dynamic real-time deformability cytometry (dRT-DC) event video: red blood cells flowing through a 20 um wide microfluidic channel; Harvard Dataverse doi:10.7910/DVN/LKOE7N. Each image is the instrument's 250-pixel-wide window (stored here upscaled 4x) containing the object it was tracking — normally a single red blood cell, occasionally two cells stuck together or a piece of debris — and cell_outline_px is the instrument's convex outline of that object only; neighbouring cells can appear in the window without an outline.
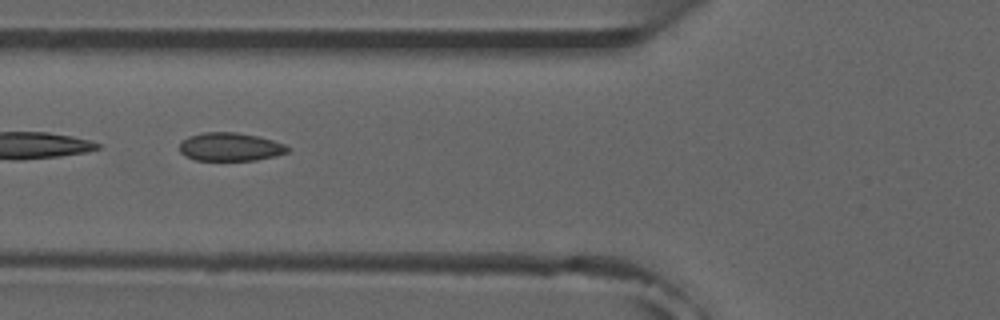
{"species": "common noctule bat (a hibernating species)", "species_latin": "Nyctalus noctula", "temperature_condition": "room temperature", "stored_images_in_passage": 8, "camera_frame_rate_fps": 3000, "um_per_image_px": 0.085, "animal": {"sex": "male", "forearm_length_mm": 52.5}, "frame": {"image": 1, "passage_image": 6, "time_ms": 5.667, "image_size_px": [1000, 320], "cell_outline_px": [[292, 148], [288, 152], [276, 156], [256, 160], [196, 160], [184, 156], [180, 152], [180, 144], [188, 136], [204, 132], [236, 132], [256, 136], [272, 140], [284, 144]], "centroid_in_image_um": [19.58, 12.49], "position_along_channel_um": 106.2, "area_um2": 17.86}}
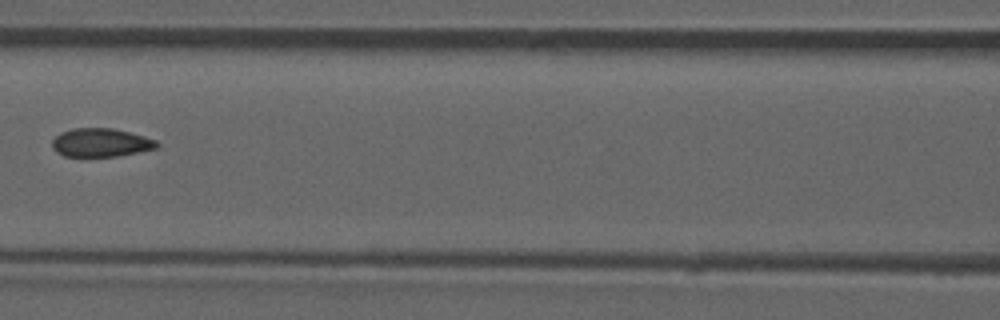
{"frame": {"image": 2, "passage_image": 7, "time_ms": 7.0, "image_size_px": [1000, 320], "cell_outline_px": [[160, 144], [156, 148], [116, 156], [64, 156], [56, 152], [52, 148], [52, 140], [60, 132], [72, 128], [112, 128], [144, 136], [156, 140]], "centroid_in_image_um": [8.53, 12.11], "position_along_channel_um": 158.1, "area_um2": 17.28}}